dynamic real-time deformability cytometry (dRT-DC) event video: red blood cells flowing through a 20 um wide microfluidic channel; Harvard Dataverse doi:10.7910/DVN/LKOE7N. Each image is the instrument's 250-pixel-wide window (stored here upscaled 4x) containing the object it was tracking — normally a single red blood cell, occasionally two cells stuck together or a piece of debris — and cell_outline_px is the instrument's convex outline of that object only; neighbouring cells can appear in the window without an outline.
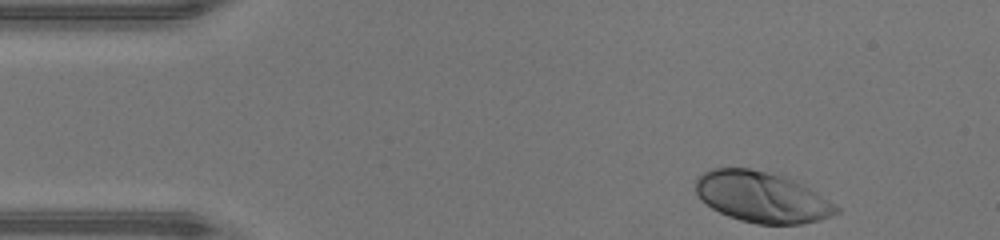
{"species": "human", "species_latin": "Homo sapiens", "temperature_condition": "warm", "stored_images_in_passage": 35, "camera_frame_rate_fps": 3000, "um_per_image_px": 0.085, "donor": {"sex": "male"}, "frame": {"image": 1, "passage_image": 1, "time_ms": 0.0, "image_size_px": [1000, 240], "cell_outline_px": [[840, 212], [832, 216], [820, 220], [800, 224], [756, 224], [740, 220], [728, 216], [712, 208], [700, 200], [696, 192], [696, 180], [704, 172], [712, 168], [748, 168], [784, 172], [836, 204], [840, 208]], "centroid_in_image_um": [64.81, 16.72], "position_along_channel_um": 20.2, "area_um2": 42.48}}
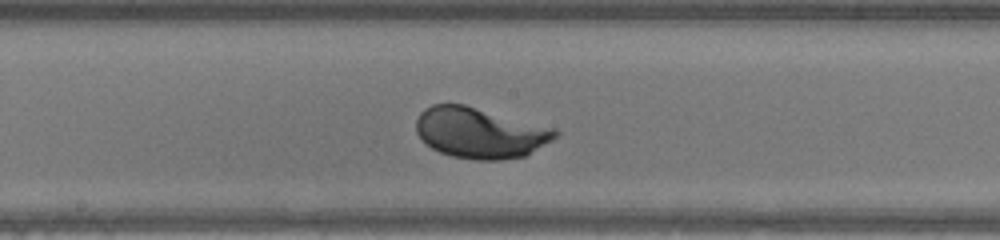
{"frame": {"image": 2, "passage_image": 20, "time_ms": 6.333, "image_size_px": [1000, 240], "cell_outline_px": [[560, 132], [552, 140], [524, 156], [500, 160], [476, 160], [452, 156], [440, 152], [432, 148], [416, 132], [416, 120], [420, 112], [424, 108], [432, 104], [464, 104], [556, 128]], "centroid_in_image_um": [40.8, 11.28], "position_along_channel_um": 207.4, "area_um2": 40.98}}
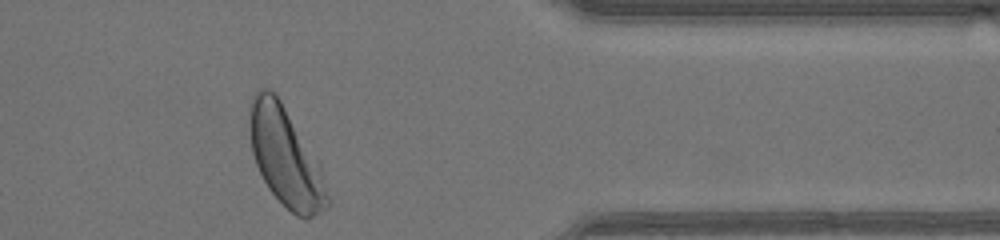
{"frame": {"image": 3, "passage_image": 34, "time_ms": 11.0, "image_size_px": [1000, 240], "cell_outline_px": [[332, 204], [328, 208], [312, 216], [296, 216], [268, 188], [256, 164], [252, 152], [248, 120], [248, 104], [252, 96], [260, 88], [268, 88], [276, 92], [320, 164]], "centroid_in_image_um": [24.27, 13.29], "position_along_channel_um": 387.1, "area_um2": 44.91}, "authors_computed_cell_mechanics": {"area_um2": 40.5178, "velocity_mm_per_s": 4.3041, "shape_relaxation_time_tau1_ms": 1.7691, "shape_relaxation_time_tau2_ms": null, "deformation_change_tau1": 0.1628, "deformation_change_tau2": null}}